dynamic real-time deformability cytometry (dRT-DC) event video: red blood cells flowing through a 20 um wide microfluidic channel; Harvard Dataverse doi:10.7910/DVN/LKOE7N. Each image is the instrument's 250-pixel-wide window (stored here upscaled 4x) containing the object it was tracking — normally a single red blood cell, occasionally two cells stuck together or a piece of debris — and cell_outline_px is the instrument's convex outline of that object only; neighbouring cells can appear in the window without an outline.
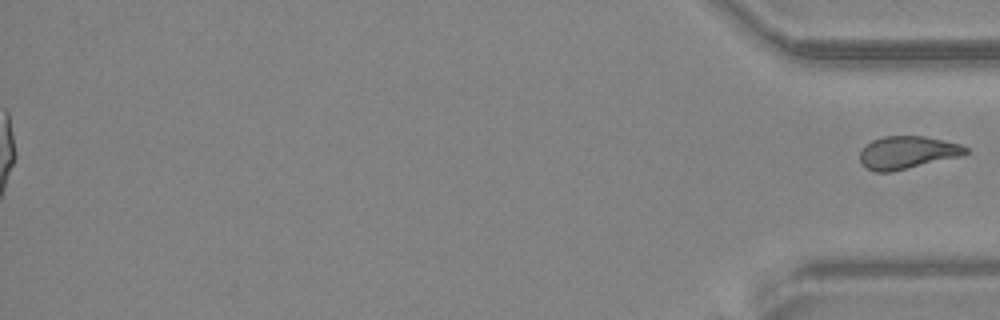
{"species": "common noctule bat (a hibernating species)", "species_latin": "Nyctalus noctula", "temperature_condition": "warm", "stored_images_in_passage": 49, "segment_of_instrument_passage": [2, 2], "camera_frame_rate_fps": 3000, "um_per_image_px": 0.085, "animal": {"sex": "female", "body_mass_g": 24.6, "forearm_length_mm": 56.2}, "frame": {"image": 1, "passage_image": 49, "time_ms": 16.0, "image_size_px": [1000, 320], "cell_outline_px": [[968, 152], [964, 156], [892, 172], [876, 172], [868, 168], [860, 160], [860, 148], [864, 144], [872, 140], [884, 136], [924, 136], [960, 144], [968, 148]], "centroid_in_image_um": [77.13, 12.96], "position_along_channel_um": 358.1, "area_um2": 20.4}}